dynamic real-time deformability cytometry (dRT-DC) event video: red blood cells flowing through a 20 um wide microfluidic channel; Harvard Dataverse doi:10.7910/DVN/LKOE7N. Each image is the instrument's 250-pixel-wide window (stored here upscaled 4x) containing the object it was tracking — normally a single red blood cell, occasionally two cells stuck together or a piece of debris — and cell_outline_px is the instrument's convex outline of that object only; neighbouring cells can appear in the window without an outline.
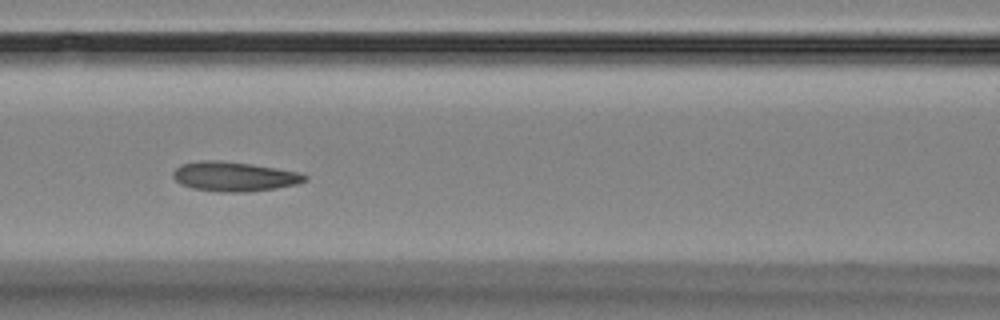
{"species": "Egyptian fruit bat (a non-hibernating species)", "species_latin": "Rousettus aegyptiacus", "temperature_condition": "room temperature", "stored_images_in_passage": 16, "camera_frame_rate_fps": 3000, "um_per_image_px": 0.085, "animal": {"sex": "female"}, "frame": {"image": 1, "passage_image": 7, "time_ms": 6.667, "image_size_px": [1000, 320], "cell_outline_px": [[308, 180], [296, 184], [276, 188], [244, 192], [220, 192], [192, 188], [180, 184], [172, 176], [172, 172], [180, 164], [200, 160], [220, 160], [252, 164], [300, 172], [308, 176]], "centroid_in_image_um": [19.89, 14.99], "position_along_channel_um": 146.7, "area_um2": 22.83}}
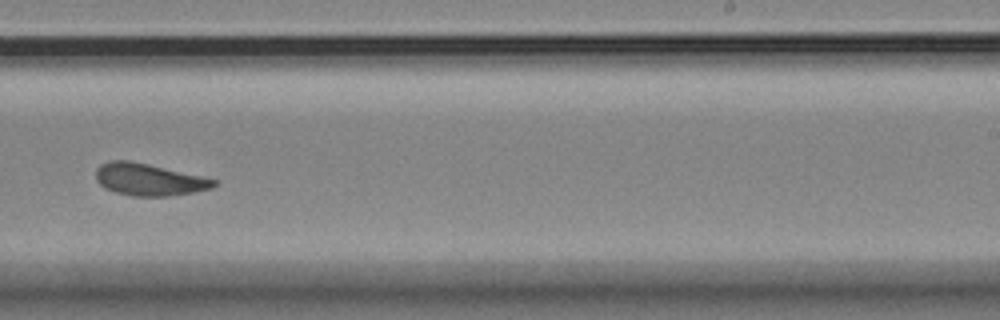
{"frame": {"image": 2, "passage_image": 10, "time_ms": 10.333, "image_size_px": [1000, 320], "cell_outline_px": [[216, 184], [212, 188], [192, 192], [168, 196], [132, 196], [116, 192], [104, 188], [96, 180], [96, 168], [100, 164], [112, 160], [132, 160], [200, 176], [216, 180]], "centroid_in_image_um": [12.6, 15.25], "position_along_channel_um": 276.4, "area_um2": 21.91}}
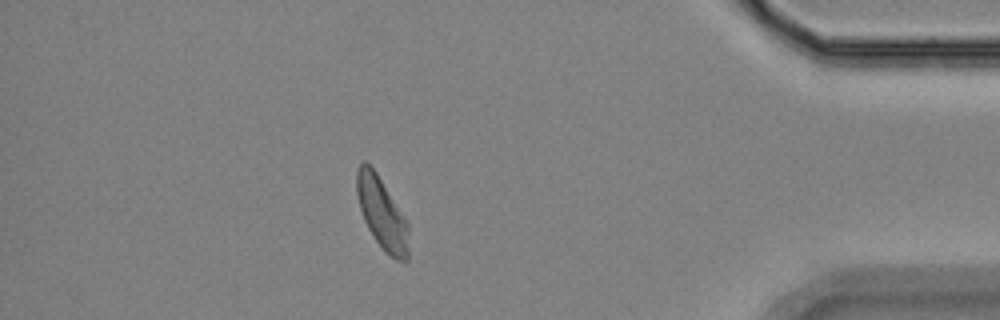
{"frame": {"image": 3, "passage_image": 14, "time_ms": 15.0, "image_size_px": [1000, 320], "cell_outline_px": [[408, 260], [396, 260], [388, 256], [384, 252], [368, 228], [364, 220], [360, 208], [356, 192], [356, 168], [364, 160], [376, 172], [408, 220]], "centroid_in_image_um": [32.47, 18.13], "position_along_channel_um": 402.7, "area_um2": 21.79}, "authors_computed_cell_mechanics": {"area_um2": 22.3108, "velocity_mm_per_s": 3.5601, "shape_relaxation_time_tau1_ms": 4.4625, "shape_relaxation_time_tau2_ms": 2.2944, "deformation_change_tau1": 0.1163, "deformation_change_tau2": 0.0807}}